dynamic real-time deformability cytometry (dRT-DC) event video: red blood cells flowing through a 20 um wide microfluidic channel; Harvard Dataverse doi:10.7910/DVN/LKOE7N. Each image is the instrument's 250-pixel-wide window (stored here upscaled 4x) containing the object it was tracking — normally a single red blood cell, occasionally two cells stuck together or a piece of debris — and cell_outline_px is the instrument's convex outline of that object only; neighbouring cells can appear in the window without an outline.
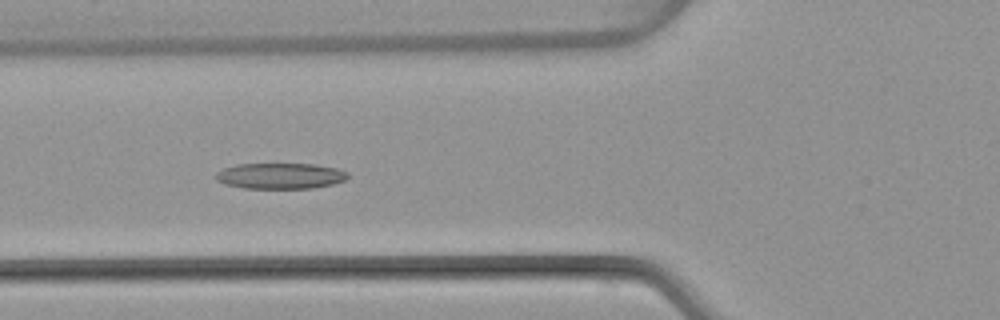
{"species": "common noctule bat (a hibernating species)", "species_latin": "Nyctalus noctula", "temperature_condition": "warm", "stored_images_in_passage": 50, "camera_frame_rate_fps": 3000, "um_per_image_px": 0.085, "animal": {"sex": "female", "body_mass_g": 22.7, "forearm_length_mm": 54.2}, "frame": {"image": 1, "passage_image": 19, "time_ms": 6.0, "image_size_px": [1000, 320], "cell_outline_px": [[348, 176], [344, 180], [332, 184], [312, 188], [244, 188], [224, 184], [216, 180], [216, 172], [224, 168], [236, 164], [316, 164], [336, 168], [348, 172]], "centroid_in_image_um": [23.81, 14.95], "position_along_channel_um": 102.0, "area_um2": 19.83}}
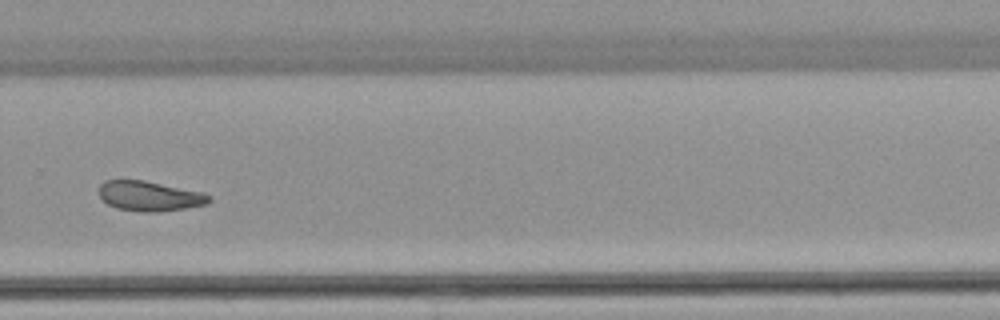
{"frame": {"image": 2, "passage_image": 35, "time_ms": 11.333, "image_size_px": [1000, 320], "cell_outline_px": [[212, 200], [204, 204], [184, 208], [160, 212], [140, 212], [116, 208], [108, 204], [100, 196], [100, 184], [104, 180], [144, 180], [204, 192], [212, 196]], "centroid_in_image_um": [12.73, 16.66], "position_along_channel_um": 317.1, "area_um2": 19.25}}
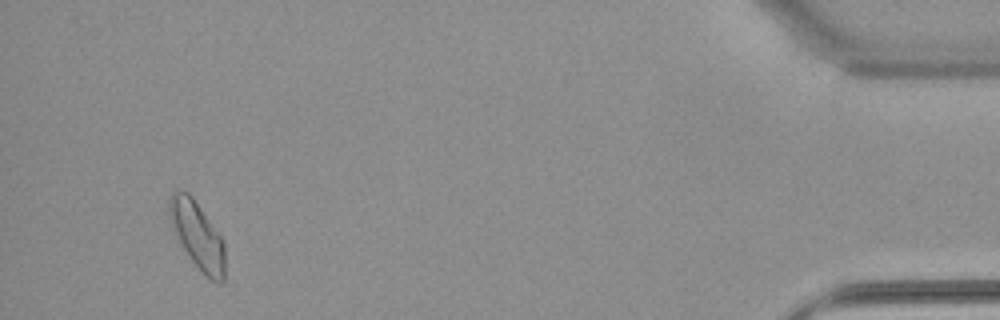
{"frame": {"image": 3, "passage_image": 48, "time_ms": 15.667, "image_size_px": [1000, 320], "cell_outline_px": [[224, 284], [216, 284], [192, 260], [184, 248], [168, 216], [168, 196], [176, 188], [188, 192], [192, 196], [220, 236], [224, 244]], "centroid_in_image_um": [16.76, 19.94], "position_along_channel_um": 418.4, "area_um2": 21.27}, "authors_computed_cell_mechanics": {"area_um2": 20.1433, "velocity_mm_per_s": 4.037, "shape_relaxation_time_tau1_ms": null, "shape_relaxation_time_tau2_ms": 10.1782, "deformation_change_tau1": null, "deformation_change_tau2": 0.2054}}